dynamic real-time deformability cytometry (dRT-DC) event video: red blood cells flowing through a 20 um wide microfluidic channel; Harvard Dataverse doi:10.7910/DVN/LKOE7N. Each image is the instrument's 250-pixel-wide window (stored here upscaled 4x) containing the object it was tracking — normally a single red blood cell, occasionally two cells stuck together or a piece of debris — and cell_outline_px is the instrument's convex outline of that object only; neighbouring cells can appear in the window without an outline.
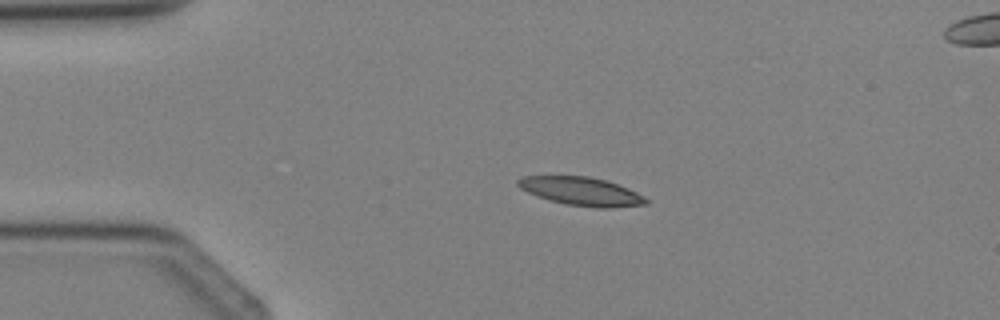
{"species": "Egyptian fruit bat (a non-hibernating species)", "species_latin": "Rousettus aegyptiacus", "temperature_condition": "cold", "stored_images_in_passage": 2, "camera_frame_rate_fps": 3000, "um_per_image_px": 0.085, "animal": {"sex": "female"}, "frame": {"image": 1, "passage_image": 1, "time_ms": 0.0, "image_size_px": [1000, 320], "cell_outline_px": [[648, 204], [612, 208], [596, 208], [568, 204], [548, 200], [528, 192], [520, 188], [516, 184], [516, 180], [524, 176], [588, 176], [604, 180], [628, 188], [644, 196], [648, 200]], "centroid_in_image_um": [49.42, 16.27], "position_along_channel_um": 35.6, "area_um2": 21.1}}